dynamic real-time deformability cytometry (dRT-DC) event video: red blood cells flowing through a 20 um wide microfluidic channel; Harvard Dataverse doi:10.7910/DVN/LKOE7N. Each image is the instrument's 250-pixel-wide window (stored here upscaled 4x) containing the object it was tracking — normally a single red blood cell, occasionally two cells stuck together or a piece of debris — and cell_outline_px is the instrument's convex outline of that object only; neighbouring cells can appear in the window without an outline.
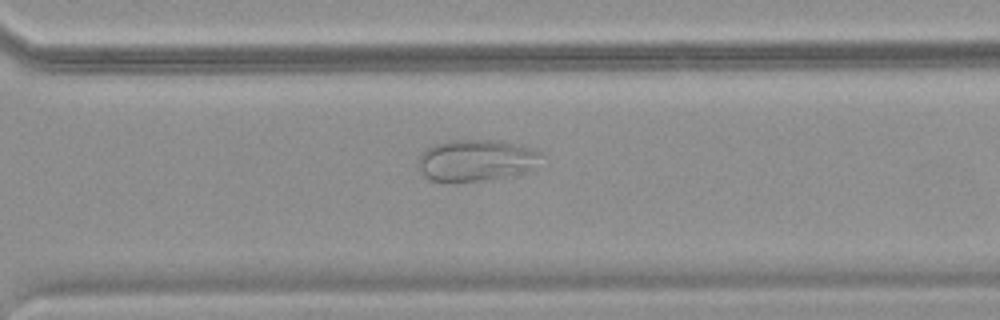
{"species": "common noctule bat (a hibernating species)", "species_latin": "Nyctalus noctula", "temperature_condition": "warm", "stored_images_in_passage": 39, "camera_frame_rate_fps": 3000, "um_per_image_px": 0.085, "animal": {"sex": "female", "body_mass_g": 18.4}, "frame": {"image": 1, "passage_image": 23, "time_ms": 7.333, "image_size_px": [1000, 320], "cell_outline_px": [[544, 156], [532, 168], [524, 172], [508, 176], [484, 180], [456, 184], [432, 180], [424, 176], [416, 164], [420, 152], [432, 144], [452, 140], [500, 140], [524, 144], [536, 148]], "centroid_in_image_um": [40.45, 13.62], "position_along_channel_um": 330.1, "area_um2": 30.81}}
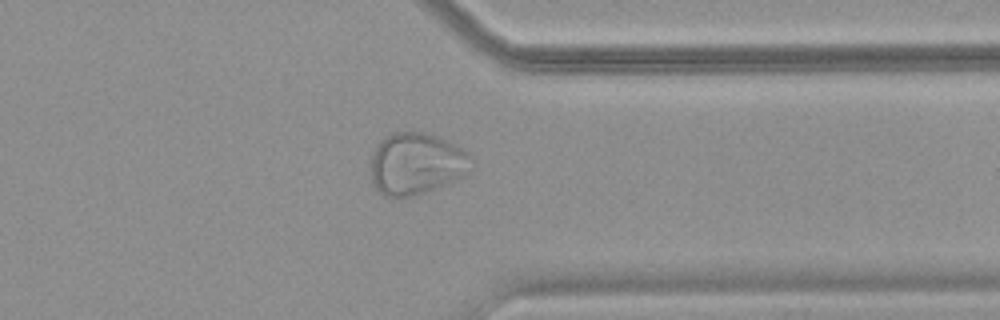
{"frame": {"image": 2, "passage_image": 27, "time_ms": 8.667, "image_size_px": [1000, 320], "cell_outline_px": [[472, 156], [460, 176], [452, 180], [412, 196], [384, 196], [372, 184], [372, 156], [376, 144], [384, 136], [392, 132], [424, 132], [436, 136], [468, 152]], "centroid_in_image_um": [35.28, 13.88], "position_along_channel_um": 376.1, "area_um2": 35.08}}
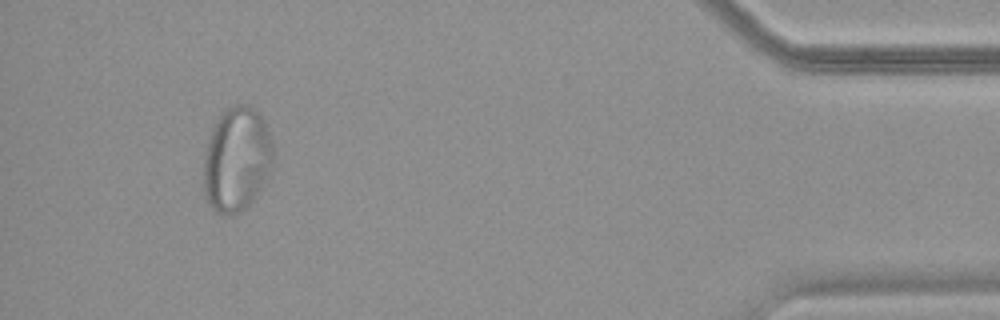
{"frame": {"image": 3, "passage_image": 35, "time_ms": 11.333, "image_size_px": [1000, 320], "cell_outline_px": [[272, 168], [268, 176], [256, 196], [240, 212], [216, 212], [208, 204], [204, 196], [204, 156], [208, 136], [220, 112], [224, 108], [236, 104], [248, 104], [256, 108], [260, 112], [264, 120], [272, 140]], "centroid_in_image_um": [20.11, 13.47], "position_along_channel_um": 415.1, "area_um2": 42.71}}